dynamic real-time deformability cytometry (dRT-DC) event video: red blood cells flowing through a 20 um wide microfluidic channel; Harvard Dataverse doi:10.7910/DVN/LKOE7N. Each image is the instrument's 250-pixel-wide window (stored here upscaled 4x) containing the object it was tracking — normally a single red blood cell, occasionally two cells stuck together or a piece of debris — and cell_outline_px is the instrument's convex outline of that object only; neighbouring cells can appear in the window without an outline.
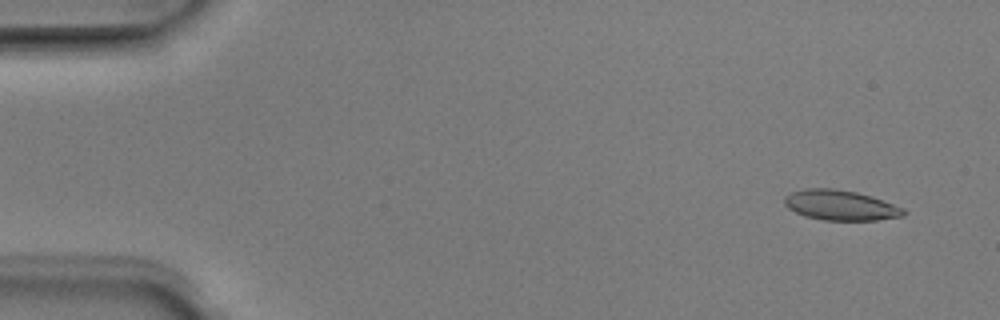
{"species": "Egyptian fruit bat (a non-hibernating species)", "species_latin": "Rousettus aegyptiacus", "temperature_condition": "room temperature", "stored_images_in_passage": 4, "camera_frame_rate_fps": 3000, "um_per_image_px": 0.085, "animal": {"sex": "male"}, "frame": {"image": 1, "passage_image": 1, "time_ms": 0.0, "image_size_px": [1000, 320], "cell_outline_px": [[908, 212], [904, 216], [876, 220], [824, 220], [804, 216], [788, 208], [784, 204], [784, 196], [792, 192], [804, 188], [832, 188], [856, 192], [872, 196], [904, 208]], "centroid_in_image_um": [71.45, 17.44], "position_along_channel_um": 13.6, "area_um2": 21.04}}
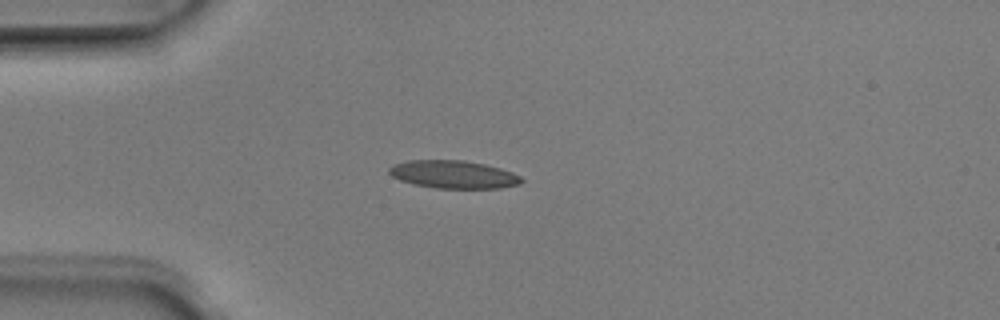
{"frame": {"image": 2, "passage_image": 4, "time_ms": 1.0, "image_size_px": [1000, 320], "cell_outline_px": [[524, 180], [520, 184], [500, 188], [436, 188], [416, 184], [400, 180], [392, 176], [388, 172], [388, 168], [396, 164], [408, 160], [464, 160], [484, 164], [500, 168], [512, 172], [520, 176]], "centroid_in_image_um": [38.56, 14.82], "position_along_channel_um": 46.4, "area_um2": 21.39}}